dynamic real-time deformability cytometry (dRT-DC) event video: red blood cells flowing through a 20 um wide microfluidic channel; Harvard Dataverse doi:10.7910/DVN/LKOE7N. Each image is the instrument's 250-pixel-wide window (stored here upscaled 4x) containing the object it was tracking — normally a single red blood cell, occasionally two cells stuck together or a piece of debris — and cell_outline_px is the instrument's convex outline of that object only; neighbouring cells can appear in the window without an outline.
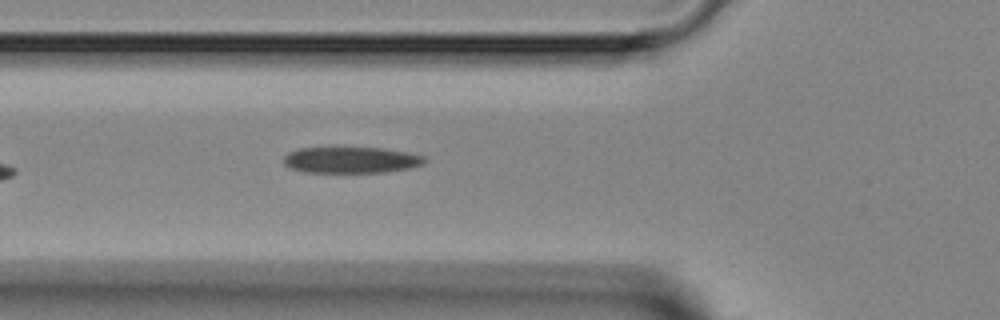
{"species": "Egyptian fruit bat (a non-hibernating species)", "species_latin": "Rousettus aegyptiacus", "temperature_condition": "room temperature", "stored_images_in_passage": 3, "camera_frame_rate_fps": 3000, "um_per_image_px": 0.085, "animal": {"sex": "female"}, "frame": {"image": 1, "passage_image": 3, "time_ms": 2.333, "image_size_px": [1000, 320], "cell_outline_px": [[428, 160], [424, 164], [408, 168], [384, 172], [304, 172], [292, 168], [284, 164], [284, 156], [288, 152], [300, 148], [380, 148], [408, 152], [424, 156]], "centroid_in_image_um": [29.86, 13.6], "position_along_channel_um": 95.9, "area_um2": 21.39}}